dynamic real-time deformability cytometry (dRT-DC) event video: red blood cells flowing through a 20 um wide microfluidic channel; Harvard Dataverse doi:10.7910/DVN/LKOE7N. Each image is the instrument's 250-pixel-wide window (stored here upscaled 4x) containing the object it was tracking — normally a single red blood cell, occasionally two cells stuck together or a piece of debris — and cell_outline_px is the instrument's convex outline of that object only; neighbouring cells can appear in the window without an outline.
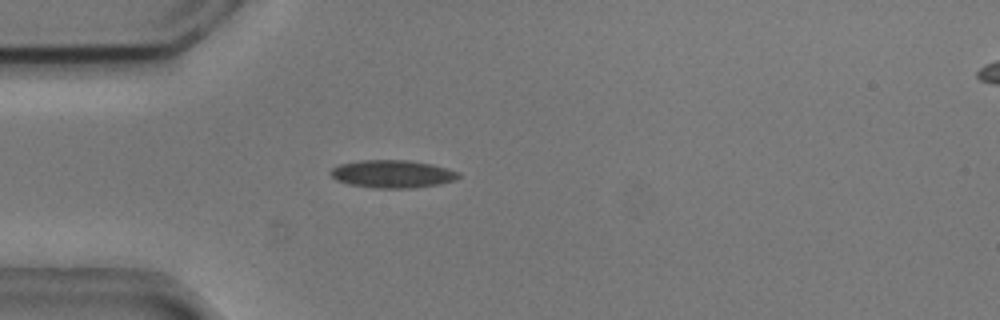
{"species": "common noctule bat (a hibernating species)", "species_latin": "Nyctalus noctula", "temperature_condition": "cold", "stored_images_in_passage": 53, "camera_frame_rate_fps": 3000, "um_per_image_px": 0.085, "animal": {"sex": "male", "body_mass_g": 20.5, "forearm_length_mm": 52.5}, "frame": {"image": 1, "passage_image": 14, "time_ms": 4.333, "image_size_px": [1000, 320], "cell_outline_px": [[460, 176], [456, 180], [440, 184], [412, 188], [372, 188], [348, 184], [336, 180], [328, 172], [332, 168], [340, 164], [360, 160], [408, 160], [432, 164], [448, 168], [460, 172]], "centroid_in_image_um": [33.37, 14.79], "position_along_channel_um": 51.6, "area_um2": 20.92}}
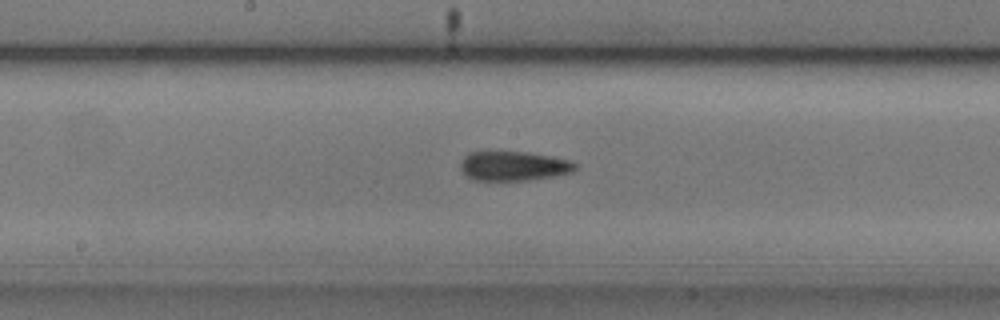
{"frame": {"image": 2, "passage_image": 27, "time_ms": 8.667, "image_size_px": [1000, 320], "cell_outline_px": [[576, 168], [572, 172], [552, 176], [528, 180], [476, 180], [468, 176], [460, 168], [460, 164], [464, 156], [468, 152], [528, 152], [552, 156], [568, 160], [576, 164]], "centroid_in_image_um": [43.65, 14.1], "position_along_channel_um": 204.6, "area_um2": 19.48}}
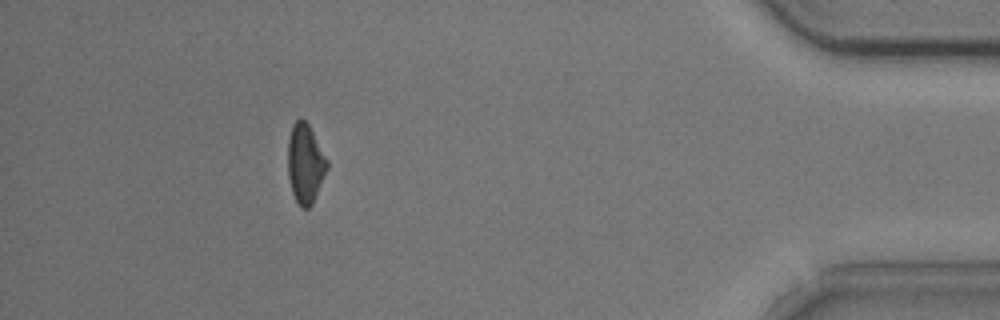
{"frame": {"image": 3, "passage_image": 48, "time_ms": 15.667, "image_size_px": [1000, 320], "cell_outline_px": [[328, 168], [312, 204], [308, 208], [300, 208], [292, 192], [288, 176], [288, 140], [292, 124], [300, 116], [308, 124], [328, 160]], "centroid_in_image_um": [25.94, 13.89], "position_along_channel_um": 409.3, "area_um2": 18.15}, "authors_computed_cell_mechanics": {"area_um2": 19.363, "velocity_mm_per_s": 3.7071, "shape_relaxation_time_tau1_ms": 4.376, "shape_relaxation_time_tau2_ms": 6.4581, "deformation_change_tau1": 0.1372, "deformation_change_tau2": 0.1462}}